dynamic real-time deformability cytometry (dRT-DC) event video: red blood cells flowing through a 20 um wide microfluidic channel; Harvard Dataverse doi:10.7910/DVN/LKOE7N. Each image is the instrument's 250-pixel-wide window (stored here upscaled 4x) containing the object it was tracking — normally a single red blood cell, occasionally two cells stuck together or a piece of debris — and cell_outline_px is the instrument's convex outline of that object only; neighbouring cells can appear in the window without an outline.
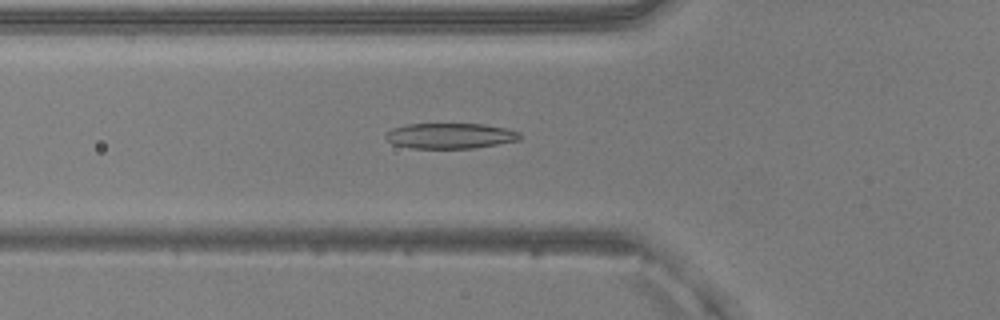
{"species": "common noctule bat (a hibernating species)", "species_latin": "Nyctalus noctula", "temperature_condition": "warm", "stored_images_in_passage": 37, "camera_frame_rate_fps": 3000, "um_per_image_px": 0.085, "animal": {"sex": "male", "body_mass_g": 20.5, "forearm_length_mm": 52.5}, "frame": {"image": 1, "passage_image": 4, "time_ms": 1.0, "image_size_px": [1000, 320], "cell_outline_px": [[520, 140], [472, 148], [412, 148], [392, 144], [384, 136], [392, 128], [404, 124], [484, 124], [504, 128], [520, 132]], "centroid_in_image_um": [38.24, 11.54], "position_along_channel_um": 87.6, "area_um2": 19.83}}
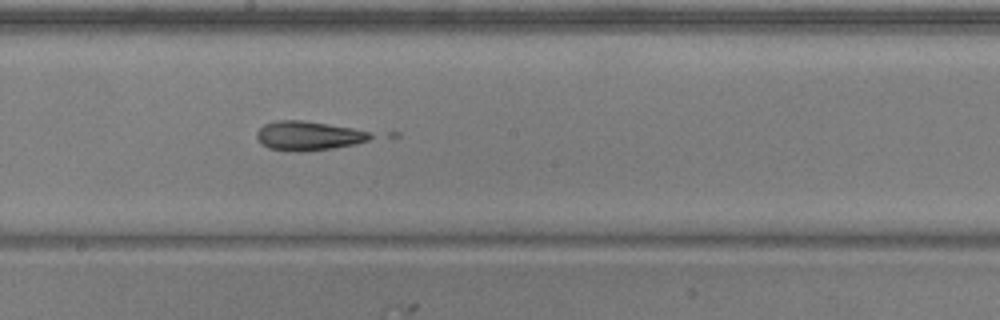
{"frame": {"image": 2, "passage_image": 14, "time_ms": 4.333, "image_size_px": [1000, 320], "cell_outline_px": [[376, 136], [368, 140], [356, 144], [332, 148], [300, 152], [288, 152], [268, 148], [260, 144], [256, 136], [256, 132], [264, 124], [276, 120], [304, 120], [352, 128], [372, 132]], "centroid_in_image_um": [26.2, 11.55], "position_along_channel_um": 222.0, "area_um2": 19.71}}
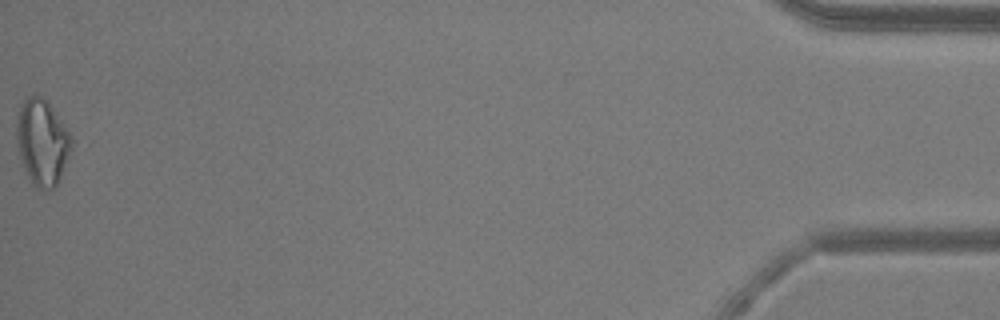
{"frame": {"image": 3, "passage_image": 37, "time_ms": 12.0, "image_size_px": [1000, 320], "cell_outline_px": [[72, 148], [60, 180], [52, 188], [44, 192], [36, 188], [32, 184], [20, 160], [16, 144], [16, 120], [20, 104], [32, 92], [36, 92], [48, 104], [60, 120], [68, 132], [72, 140]], "centroid_in_image_um": [3.55, 12.11], "position_along_channel_um": 431.7, "area_um2": 27.69}, "authors_computed_cell_mechanics": {"area_um2": 19.7098, "velocity_mm_per_s": 4.0205, "shape_relaxation_time_tau1_ms": null, "shape_relaxation_time_tau2_ms": 3.7453, "deformation_change_tau1": null, "deformation_change_tau2": 0.1298}}